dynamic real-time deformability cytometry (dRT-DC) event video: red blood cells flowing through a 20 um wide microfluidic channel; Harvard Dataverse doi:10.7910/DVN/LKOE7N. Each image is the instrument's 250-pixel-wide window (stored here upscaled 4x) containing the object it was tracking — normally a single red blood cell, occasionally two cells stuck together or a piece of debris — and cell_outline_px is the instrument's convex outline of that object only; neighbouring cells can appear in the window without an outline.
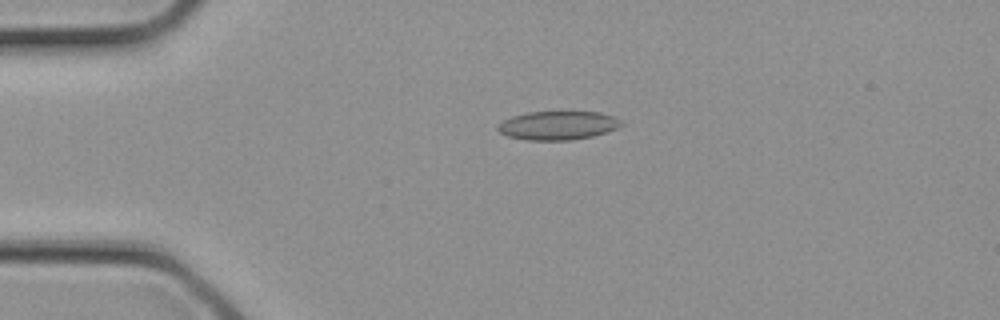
{"species": "common noctule bat (a hibernating species)", "species_latin": "Nyctalus noctula", "temperature_condition": "cold", "stored_images_in_passage": 2, "camera_frame_rate_fps": 3000, "um_per_image_px": 0.085, "animal": {"sex": "female", "body_mass_g": 21.9}, "frame": {"image": 1, "passage_image": 2, "time_ms": 0.333, "image_size_px": [1000, 320], "cell_outline_px": [[624, 124], [608, 132], [592, 136], [572, 140], [528, 140], [508, 136], [500, 132], [496, 128], [496, 124], [512, 116], [528, 112], [600, 112], [616, 116]], "centroid_in_image_um": [47.43, 10.66], "position_along_channel_um": 37.6, "area_um2": 20.75}}